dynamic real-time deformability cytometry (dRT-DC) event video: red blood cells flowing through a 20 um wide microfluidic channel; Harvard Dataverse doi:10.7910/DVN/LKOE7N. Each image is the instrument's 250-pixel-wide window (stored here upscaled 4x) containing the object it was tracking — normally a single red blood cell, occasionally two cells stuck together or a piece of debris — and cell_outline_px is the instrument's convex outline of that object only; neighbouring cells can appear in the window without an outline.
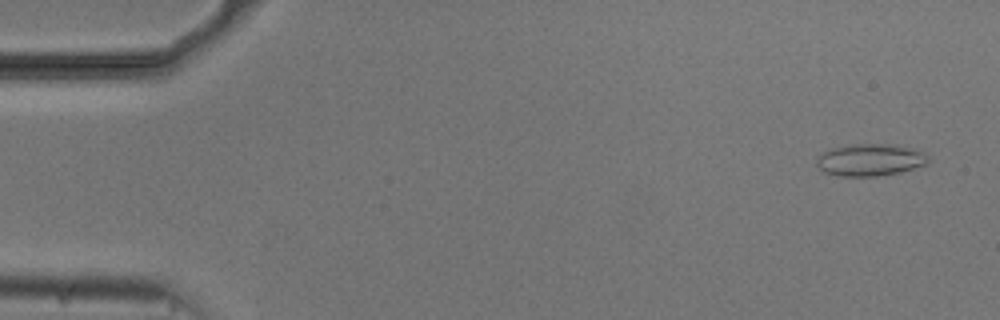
{"species": "common noctule bat (a hibernating species)", "species_latin": "Nyctalus noctula", "temperature_condition": "cold", "stored_images_in_passage": 54, "camera_frame_rate_fps": 3000, "um_per_image_px": 0.085, "animal": {"sex": "male", "body_mass_g": 20.5, "forearm_length_mm": 52.5}, "frame": {"image": 1, "passage_image": 3, "time_ms": 0.667, "image_size_px": [1000, 320], "cell_outline_px": [[928, 164], [900, 172], [876, 176], [840, 176], [824, 172], [816, 164], [816, 156], [832, 148], [856, 144], [884, 144], [912, 148], [924, 152], [928, 156]], "centroid_in_image_um": [73.96, 13.6], "position_along_channel_um": 11.0, "area_um2": 20.75}}
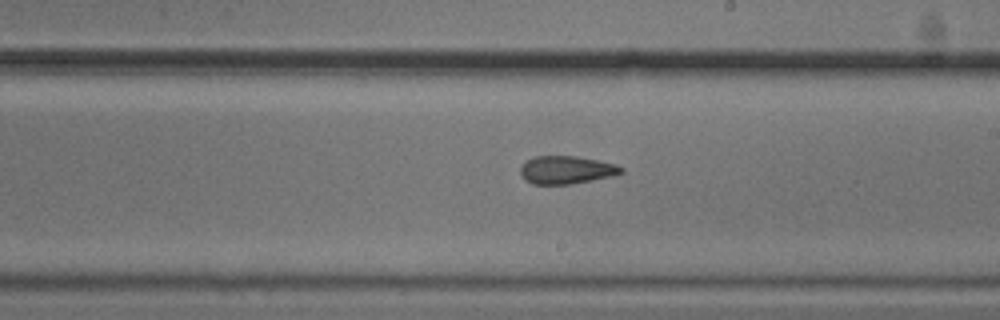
{"frame": {"image": 2, "passage_image": 31, "time_ms": 10.0, "image_size_px": [1000, 320], "cell_outline_px": [[624, 172], [616, 176], [568, 184], [532, 184], [524, 180], [520, 172], [520, 164], [536, 156], [576, 156], [616, 164], [624, 168]], "centroid_in_image_um": [48.15, 14.44], "position_along_channel_um": 240.9, "area_um2": 16.53}}
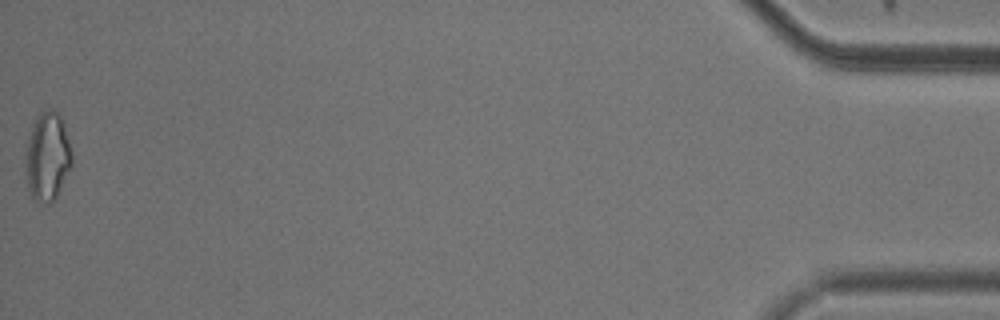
{"frame": {"image": 3, "passage_image": 54, "time_ms": 17.667, "image_size_px": [1000, 320], "cell_outline_px": [[72, 164], [52, 204], [48, 204], [36, 200], [32, 196], [28, 184], [28, 140], [36, 116], [40, 112], [48, 108], [52, 108], [60, 116], [64, 124], [72, 152]], "centroid_in_image_um": [4.08, 13.27], "position_along_channel_um": 431.1, "area_um2": 23.12}, "authors_computed_cell_mechanics": {"area_um2": 18.0914, "velocity_mm_per_s": 3.7616, "shape_relaxation_time_tau1_ms": null, "shape_relaxation_time_tau2_ms": 3.1167, "deformation_change_tau1": null, "deformation_change_tau2": 0.1063}}